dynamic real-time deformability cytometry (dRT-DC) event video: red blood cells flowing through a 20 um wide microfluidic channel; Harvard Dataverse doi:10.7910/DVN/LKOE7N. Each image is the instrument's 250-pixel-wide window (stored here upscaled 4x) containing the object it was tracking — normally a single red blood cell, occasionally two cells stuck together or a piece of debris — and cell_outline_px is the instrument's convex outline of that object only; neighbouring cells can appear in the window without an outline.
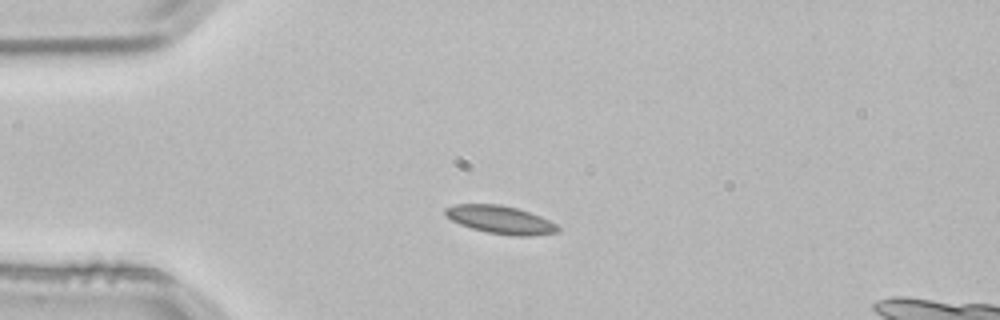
{"species": "common noctule bat (a hibernating species)", "species_latin": "Nyctalus noctula", "temperature_condition": "room temperature", "stored_images_in_passage": 3, "camera_frame_rate_fps": 3000, "um_per_image_px": 0.085, "animal": {"sex": "male", "body_mass_g": 21.5, "forearm_length_mm": 52.0}, "frame": {"image": 1, "passage_image": 3, "time_ms": 0.667, "image_size_px": [1000, 320], "cell_outline_px": [[560, 232], [532, 236], [512, 236], [488, 232], [472, 228], [460, 224], [452, 220], [444, 212], [444, 208], [456, 204], [500, 204], [516, 208], [540, 216], [556, 224], [560, 228]], "centroid_in_image_um": [42.56, 18.68], "position_along_channel_um": 42.4, "area_um2": 18.26}}